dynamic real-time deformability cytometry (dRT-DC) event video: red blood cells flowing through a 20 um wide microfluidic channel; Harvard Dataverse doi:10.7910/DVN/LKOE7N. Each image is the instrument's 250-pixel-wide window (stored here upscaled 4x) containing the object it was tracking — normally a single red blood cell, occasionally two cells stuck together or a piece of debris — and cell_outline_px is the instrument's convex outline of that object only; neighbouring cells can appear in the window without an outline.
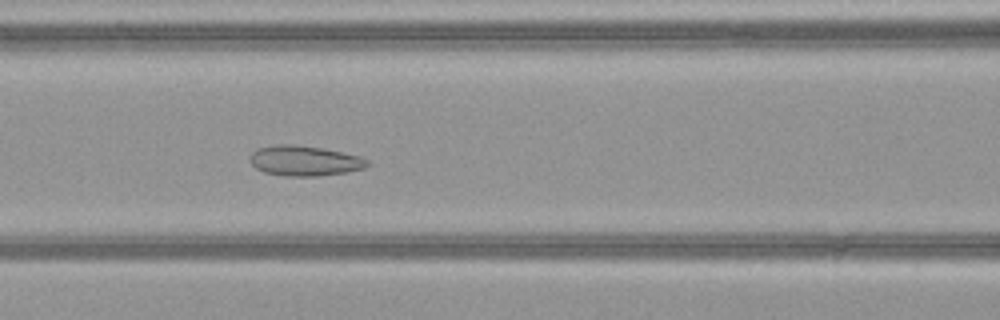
{"species": "common noctule bat (a hibernating species)", "species_latin": "Nyctalus noctula", "temperature_condition": "warm", "stored_images_in_passage": 51, "camera_frame_rate_fps": 3000, "um_per_image_px": 0.085, "animal": {"sex": "female", "body_mass_g": 21.9}, "frame": {"image": 1, "passage_image": 23, "time_ms": 7.333, "image_size_px": [1000, 320], "cell_outline_px": [[368, 164], [364, 168], [348, 172], [316, 176], [284, 176], [264, 172], [256, 168], [252, 164], [252, 152], [256, 148], [276, 144], [292, 144], [320, 148], [360, 156], [368, 160]], "centroid_in_image_um": [25.88, 13.67], "position_along_channel_um": 140.7, "area_um2": 20.46}}
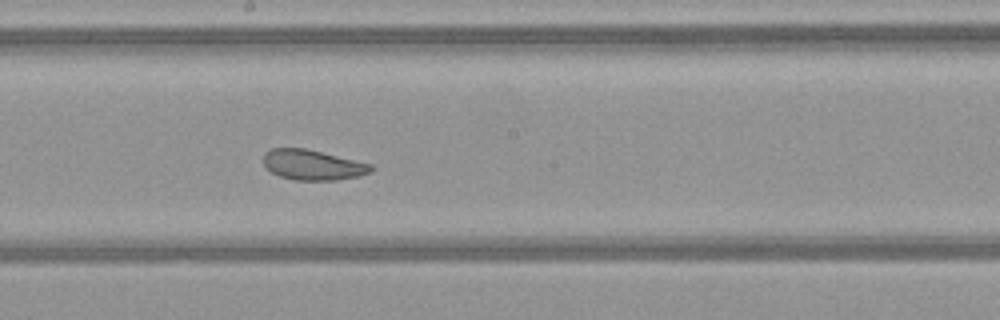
{"frame": {"image": 2, "passage_image": 29, "time_ms": 9.333, "image_size_px": [1000, 320], "cell_outline_px": [[372, 172], [360, 176], [336, 180], [296, 180], [280, 176], [272, 172], [264, 164], [264, 152], [272, 148], [304, 148], [372, 164]], "centroid_in_image_um": [26.59, 14.02], "position_along_channel_um": 221.6, "area_um2": 18.79}}
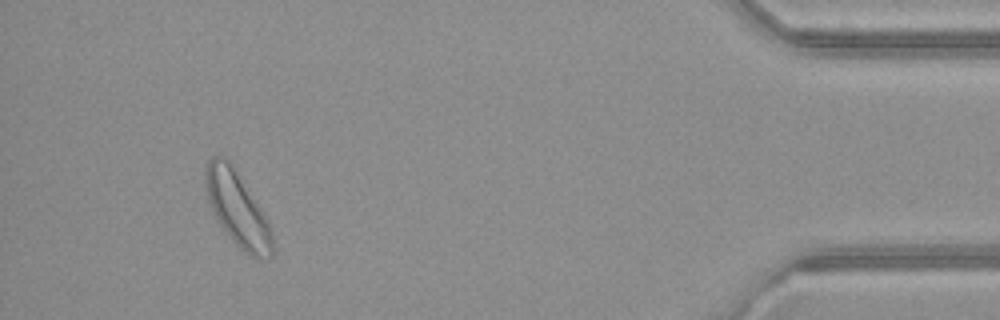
{"frame": {"image": 3, "passage_image": 48, "time_ms": 15.667, "image_size_px": [1000, 320], "cell_outline_px": [[276, 248], [272, 256], [260, 260], [244, 252], [236, 244], [216, 220], [208, 200], [204, 184], [204, 172], [208, 160], [212, 156], [224, 156], [236, 172], [268, 220]], "centroid_in_image_um": [20.18, 17.8], "position_along_channel_um": 415.0, "area_um2": 28.84}, "authors_computed_cell_mechanics": {"area_um2": 24.3338, "velocity_mm_per_s": 4.0491, "shape_relaxation_time_tau1_ms": 5.6171, "shape_relaxation_time_tau2_ms": 1.6981, "deformation_change_tau1": 0.0966, "deformation_change_tau2": 0.0821}}